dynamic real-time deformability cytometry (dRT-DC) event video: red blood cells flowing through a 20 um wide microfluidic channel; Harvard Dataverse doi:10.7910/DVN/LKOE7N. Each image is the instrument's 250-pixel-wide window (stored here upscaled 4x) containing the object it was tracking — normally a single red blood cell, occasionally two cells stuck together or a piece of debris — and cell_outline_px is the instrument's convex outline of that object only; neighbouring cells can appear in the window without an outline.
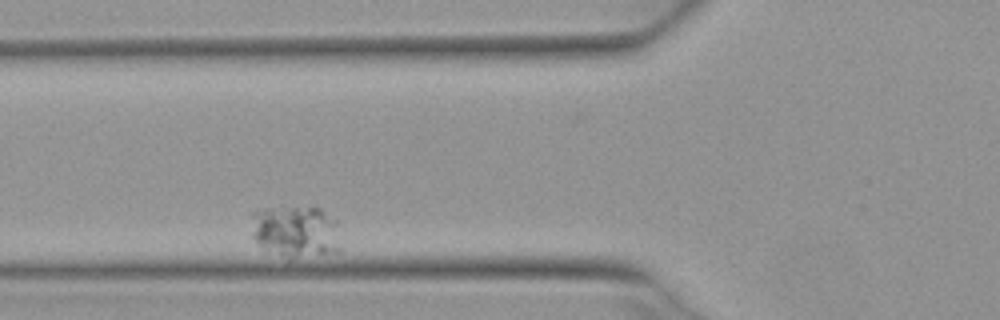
{"species": "Egyptian fruit bat (a non-hibernating species)", "species_latin": "Rousettus aegyptiacus", "temperature_condition": "warm", "stored_images_in_passage": 3, "camera_frame_rate_fps": 3000, "um_per_image_px": 0.085, "animal": {"sex": "female"}, "frame": {"image": 1, "passage_image": 2, "time_ms": 0.333, "image_size_px": [1000, 320], "cell_outline_px": [[340, 252], [296, 256], [292, 256], [264, 248], [252, 236], [252, 212], [264, 208], [284, 204], [320, 208], [336, 220], [340, 248]], "centroid_in_image_um": [25.14, 19.57], "position_along_channel_um": 100.7, "area_um2": 27.05}}